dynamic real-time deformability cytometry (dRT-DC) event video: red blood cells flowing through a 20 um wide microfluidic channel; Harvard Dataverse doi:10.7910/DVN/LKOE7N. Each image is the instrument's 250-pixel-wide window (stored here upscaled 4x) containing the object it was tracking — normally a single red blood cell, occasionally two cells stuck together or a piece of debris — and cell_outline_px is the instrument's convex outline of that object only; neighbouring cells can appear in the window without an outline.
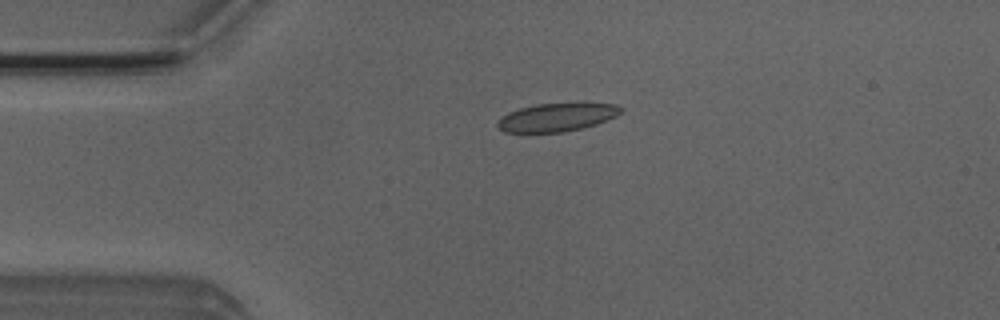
{"species": "Egyptian fruit bat (a non-hibernating species)", "species_latin": "Rousettus aegyptiacus", "temperature_condition": "room temperature", "stored_images_in_passage": 5, "camera_frame_rate_fps": 3000, "um_per_image_px": 0.085, "animal": {"sex": "male"}, "frame": {"image": 1, "passage_image": 4, "time_ms": 1.0, "image_size_px": [1000, 320], "cell_outline_px": [[624, 108], [616, 116], [596, 124], [584, 128], [564, 132], [504, 132], [496, 124], [508, 112], [520, 108], [536, 104], [580, 100], [616, 104]], "centroid_in_image_um": [47.43, 9.91], "position_along_channel_um": 37.6, "area_um2": 21.04}}